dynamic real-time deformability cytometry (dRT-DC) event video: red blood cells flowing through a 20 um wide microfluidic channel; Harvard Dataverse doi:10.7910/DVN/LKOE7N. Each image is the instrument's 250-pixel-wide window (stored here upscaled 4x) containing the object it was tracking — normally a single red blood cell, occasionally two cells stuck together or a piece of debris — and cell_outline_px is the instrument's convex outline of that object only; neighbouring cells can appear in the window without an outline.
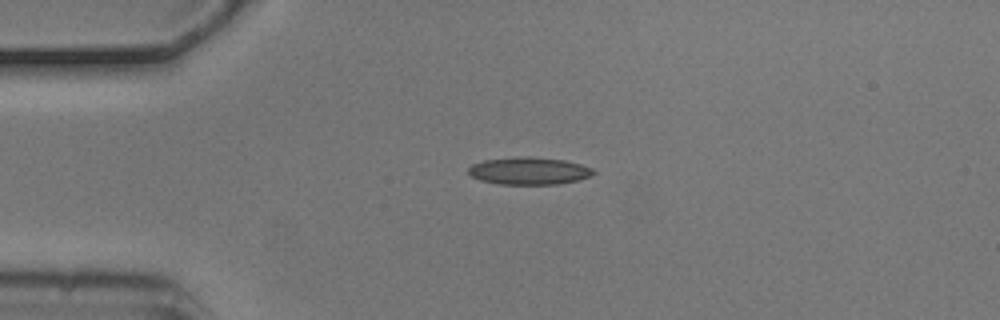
{"species": "common noctule bat (a hibernating species)", "species_latin": "Nyctalus noctula", "temperature_condition": "cold", "stored_images_in_passage": 6, "camera_frame_rate_fps": 3000, "um_per_image_px": 0.085, "animal": {"sex": "male", "body_mass_g": 20.5, "forearm_length_mm": 52.5}, "frame": {"image": 1, "passage_image": 1, "time_ms": 0.0, "image_size_px": [1000, 320], "cell_outline_px": [[596, 172], [580, 180], [560, 184], [500, 184], [480, 180], [472, 176], [468, 172], [468, 168], [472, 164], [484, 160], [516, 156], [532, 156], [564, 160], [580, 164], [592, 168]], "centroid_in_image_um": [44.96, 14.52], "position_along_channel_um": 40.0, "area_um2": 20.06}}
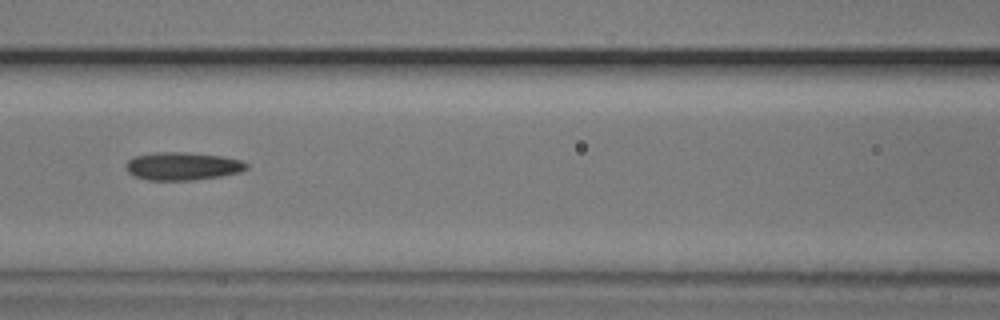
{"frame": {"image": 2, "passage_image": 4, "time_ms": 1.0, "image_size_px": [1000, 320], "cell_outline_px": [[248, 168], [240, 172], [220, 176], [192, 180], [148, 180], [136, 176], [128, 172], [128, 160], [132, 156], [152, 152], [184, 152], [220, 156], [240, 160], [248, 164]], "centroid_in_image_um": [15.51, 14.11], "position_along_channel_um": 151.1, "area_um2": 19.48}}
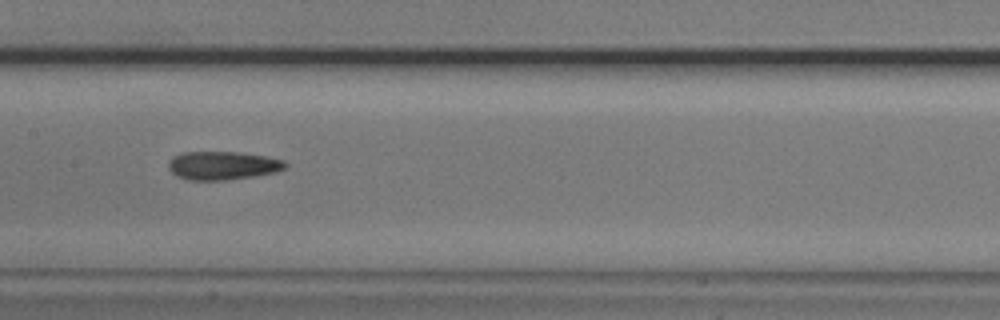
{"frame": {"image": 3, "passage_image": 5, "time_ms": 1.333, "image_size_px": [1000, 320], "cell_outline_px": [[288, 164], [284, 168], [276, 172], [252, 176], [224, 180], [188, 180], [176, 176], [168, 168], [168, 160], [172, 156], [184, 152], [236, 152], [264, 156], [284, 160]], "centroid_in_image_um": [18.88, 14.07], "position_along_channel_um": 188.5, "area_um2": 19.31}}